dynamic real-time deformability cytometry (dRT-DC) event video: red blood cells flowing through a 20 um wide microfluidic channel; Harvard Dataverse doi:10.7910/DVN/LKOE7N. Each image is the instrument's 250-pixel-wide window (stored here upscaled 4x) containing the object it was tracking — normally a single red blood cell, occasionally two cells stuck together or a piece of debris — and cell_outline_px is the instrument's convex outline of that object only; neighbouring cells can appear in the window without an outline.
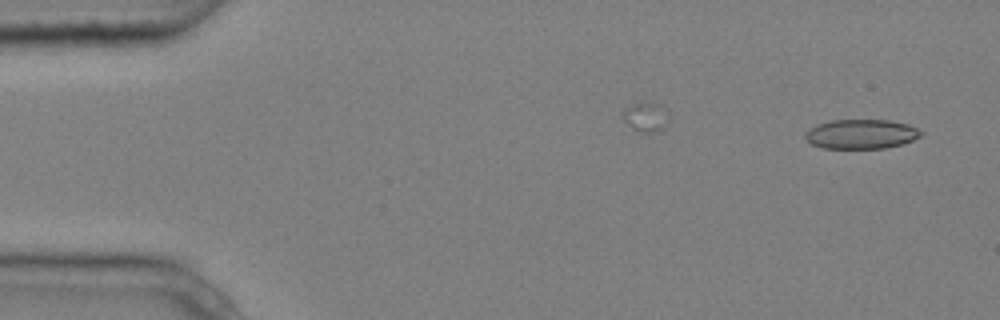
{"species": "common noctule bat (a hibernating species)", "species_latin": "Nyctalus noctula", "temperature_condition": "cold", "stored_images_in_passage": 4, "camera_frame_rate_fps": 3000, "um_per_image_px": 0.085, "animal": {"sex": "male", "body_mass_g": 20.4}, "frame": {"image": 1, "passage_image": 4, "time_ms": 1.0, "image_size_px": [1000, 320], "cell_outline_px": [[924, 132], [920, 136], [912, 140], [900, 144], [884, 148], [824, 148], [812, 144], [804, 136], [804, 132], [816, 124], [832, 120], [888, 120], [908, 124]], "centroid_in_image_um": [73.18, 11.39], "position_along_channel_um": 11.8, "area_um2": 19.77}}